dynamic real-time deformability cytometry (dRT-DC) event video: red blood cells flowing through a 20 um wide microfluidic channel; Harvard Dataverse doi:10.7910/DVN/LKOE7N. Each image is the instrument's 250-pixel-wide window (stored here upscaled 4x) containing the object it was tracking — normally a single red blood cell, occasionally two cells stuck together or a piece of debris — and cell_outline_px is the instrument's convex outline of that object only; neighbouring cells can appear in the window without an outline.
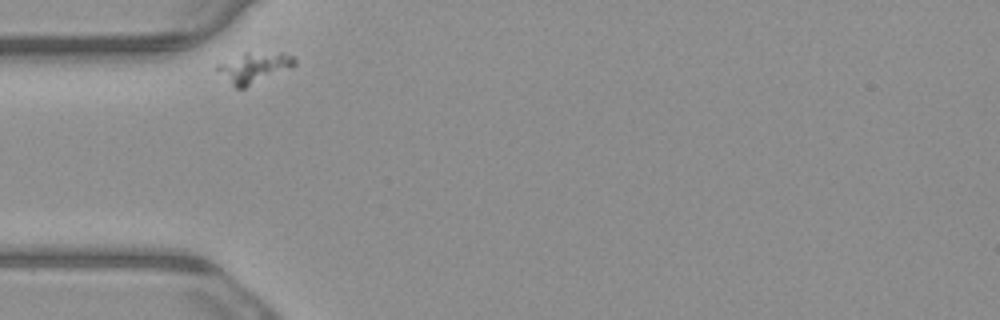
{"species": "common noctule bat (a hibernating species)", "species_latin": "Nyctalus noctula", "temperature_condition": "warm", "stored_images_in_passage": 3, "camera_frame_rate_fps": 3000, "um_per_image_px": 0.085, "animal": {"sex": "male", "body_mass_g": 23.1, "forearm_length_mm": 52.7}, "frame": {"image": 1, "passage_image": 1, "time_ms": 0.0, "image_size_px": [1000, 320], "cell_outline_px": [[296, 64], [292, 68], [244, 88], [236, 88], [216, 72], [212, 68], [216, 64], [244, 52], [284, 52], [292, 56], [296, 60]], "centroid_in_image_um": [21.56, 5.73], "position_along_channel_um": 63.4, "area_um2": 14.16}}
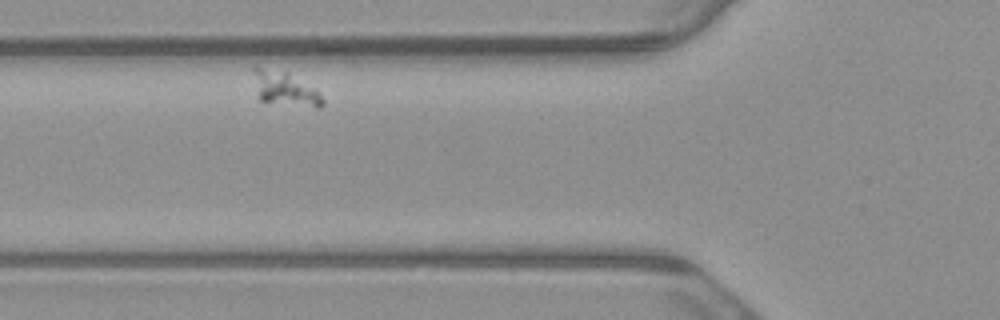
{"frame": {"image": 2, "passage_image": 2, "time_ms": 0.333, "image_size_px": [1000, 320], "cell_outline_px": [[324, 104], [320, 108], [316, 108], [260, 100], [256, 96], [252, 68], [260, 68], [284, 72], [316, 88], [324, 100]], "centroid_in_image_um": [24.23, 7.58], "position_along_channel_um": 101.6, "area_um2": 13.47}}
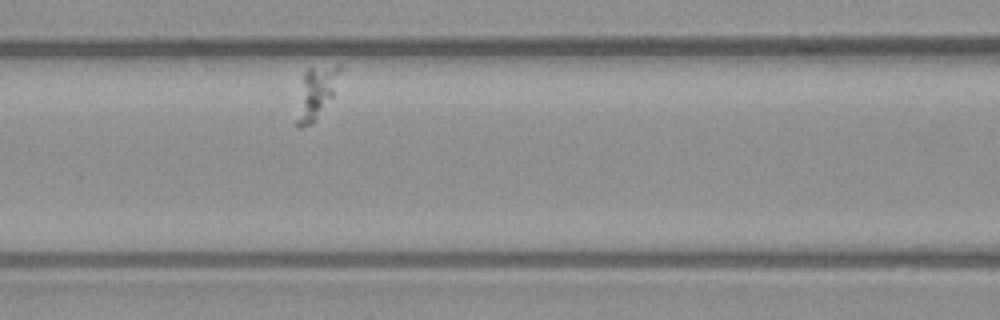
{"frame": {"image": 3, "passage_image": 3, "time_ms": 0.667, "image_size_px": [1000, 320], "cell_outline_px": [[340, 72], [332, 96], [316, 116], [308, 124], [300, 128], [296, 128], [296, 120], [304, 72], [308, 68], [336, 64], [340, 64]], "centroid_in_image_um": [26.87, 7.81], "position_along_channel_um": 139.7, "area_um2": 12.25}}